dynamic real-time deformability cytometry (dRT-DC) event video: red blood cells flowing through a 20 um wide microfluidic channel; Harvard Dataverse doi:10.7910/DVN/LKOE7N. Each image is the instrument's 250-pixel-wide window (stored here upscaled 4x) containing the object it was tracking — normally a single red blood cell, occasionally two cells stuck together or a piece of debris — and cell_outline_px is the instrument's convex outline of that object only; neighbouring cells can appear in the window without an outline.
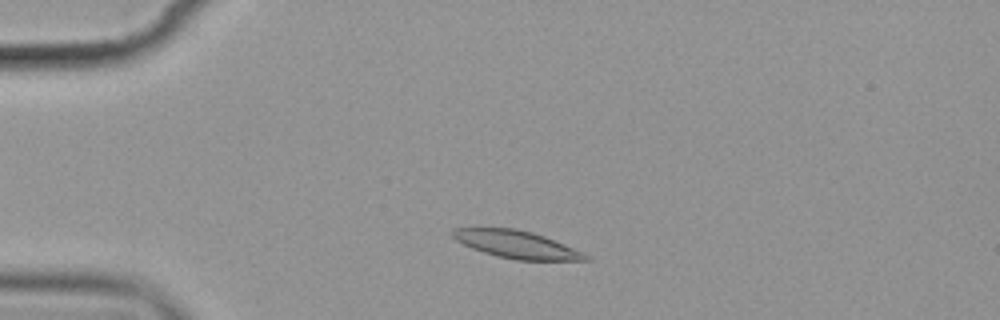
{"species": "common noctule bat (a hibernating species)", "species_latin": "Nyctalus noctula", "temperature_condition": "cold", "stored_images_in_passage": 4, "camera_frame_rate_fps": 3000, "um_per_image_px": 0.085, "animal": {"sex": "female", "body_mass_g": 19.9}, "frame": {"image": 1, "passage_image": 2, "time_ms": 1.0, "image_size_px": [1000, 320], "cell_outline_px": [[592, 260], [516, 260], [496, 256], [472, 248], [456, 240], [448, 232], [452, 228], [516, 228], [532, 232], [544, 236], [584, 252], [592, 256]], "centroid_in_image_um": [43.92, 20.78], "position_along_channel_um": 41.1, "area_um2": 21.44}}
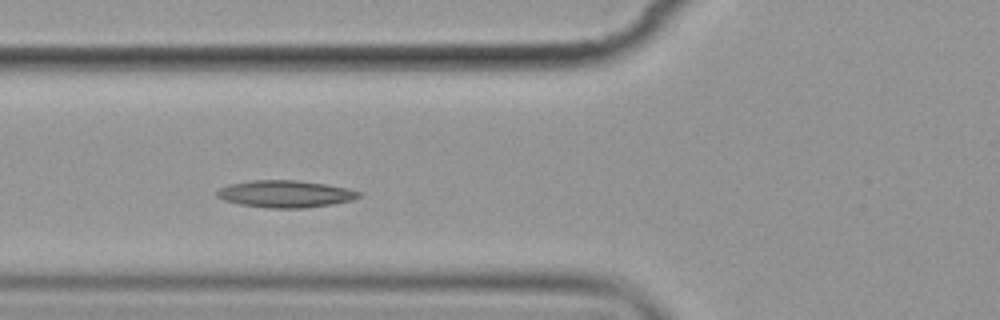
{"frame": {"image": 2, "passage_image": 4, "time_ms": 3.667, "image_size_px": [1000, 320], "cell_outline_px": [[364, 192], [360, 196], [352, 200], [332, 204], [300, 208], [272, 208], [240, 204], [224, 200], [216, 196], [216, 192], [220, 188], [228, 184], [252, 180], [296, 180], [324, 184], [348, 188]], "centroid_in_image_um": [24.26, 16.47], "position_along_channel_um": 101.5, "area_um2": 22.31}}